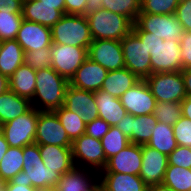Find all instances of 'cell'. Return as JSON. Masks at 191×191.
I'll return each instance as SVG.
<instances>
[{
    "instance_id": "cell-44",
    "label": "cell",
    "mask_w": 191,
    "mask_h": 191,
    "mask_svg": "<svg viewBox=\"0 0 191 191\" xmlns=\"http://www.w3.org/2000/svg\"><path fill=\"white\" fill-rule=\"evenodd\" d=\"M182 68H191V32L184 31L180 38Z\"/></svg>"
},
{
    "instance_id": "cell-48",
    "label": "cell",
    "mask_w": 191,
    "mask_h": 191,
    "mask_svg": "<svg viewBox=\"0 0 191 191\" xmlns=\"http://www.w3.org/2000/svg\"><path fill=\"white\" fill-rule=\"evenodd\" d=\"M102 0H87L85 7V16L102 9Z\"/></svg>"
},
{
    "instance_id": "cell-18",
    "label": "cell",
    "mask_w": 191,
    "mask_h": 191,
    "mask_svg": "<svg viewBox=\"0 0 191 191\" xmlns=\"http://www.w3.org/2000/svg\"><path fill=\"white\" fill-rule=\"evenodd\" d=\"M142 166V145L129 143L124 149L107 160L100 172H118L139 175Z\"/></svg>"
},
{
    "instance_id": "cell-35",
    "label": "cell",
    "mask_w": 191,
    "mask_h": 191,
    "mask_svg": "<svg viewBox=\"0 0 191 191\" xmlns=\"http://www.w3.org/2000/svg\"><path fill=\"white\" fill-rule=\"evenodd\" d=\"M141 0H102L103 9L126 16L133 24L140 14Z\"/></svg>"
},
{
    "instance_id": "cell-9",
    "label": "cell",
    "mask_w": 191,
    "mask_h": 191,
    "mask_svg": "<svg viewBox=\"0 0 191 191\" xmlns=\"http://www.w3.org/2000/svg\"><path fill=\"white\" fill-rule=\"evenodd\" d=\"M71 150L75 167L90 166L93 168L92 171L99 173V170L102 171L106 166V156L101 140L83 134L72 141Z\"/></svg>"
},
{
    "instance_id": "cell-20",
    "label": "cell",
    "mask_w": 191,
    "mask_h": 191,
    "mask_svg": "<svg viewBox=\"0 0 191 191\" xmlns=\"http://www.w3.org/2000/svg\"><path fill=\"white\" fill-rule=\"evenodd\" d=\"M107 73L108 71L104 67L87 58L76 70L69 85L80 90L96 92L101 90Z\"/></svg>"
},
{
    "instance_id": "cell-10",
    "label": "cell",
    "mask_w": 191,
    "mask_h": 191,
    "mask_svg": "<svg viewBox=\"0 0 191 191\" xmlns=\"http://www.w3.org/2000/svg\"><path fill=\"white\" fill-rule=\"evenodd\" d=\"M134 24L140 30L166 41H180L184 33V29L175 14H139Z\"/></svg>"
},
{
    "instance_id": "cell-55",
    "label": "cell",
    "mask_w": 191,
    "mask_h": 191,
    "mask_svg": "<svg viewBox=\"0 0 191 191\" xmlns=\"http://www.w3.org/2000/svg\"><path fill=\"white\" fill-rule=\"evenodd\" d=\"M7 181L0 177V191H6Z\"/></svg>"
},
{
    "instance_id": "cell-42",
    "label": "cell",
    "mask_w": 191,
    "mask_h": 191,
    "mask_svg": "<svg viewBox=\"0 0 191 191\" xmlns=\"http://www.w3.org/2000/svg\"><path fill=\"white\" fill-rule=\"evenodd\" d=\"M175 15L184 31L191 32V0H180Z\"/></svg>"
},
{
    "instance_id": "cell-22",
    "label": "cell",
    "mask_w": 191,
    "mask_h": 191,
    "mask_svg": "<svg viewBox=\"0 0 191 191\" xmlns=\"http://www.w3.org/2000/svg\"><path fill=\"white\" fill-rule=\"evenodd\" d=\"M65 13L57 10V5L42 4L40 0H23L22 17L24 20L39 23L51 28Z\"/></svg>"
},
{
    "instance_id": "cell-26",
    "label": "cell",
    "mask_w": 191,
    "mask_h": 191,
    "mask_svg": "<svg viewBox=\"0 0 191 191\" xmlns=\"http://www.w3.org/2000/svg\"><path fill=\"white\" fill-rule=\"evenodd\" d=\"M140 79L127 68L108 71L101 90L120 98L128 89L136 85Z\"/></svg>"
},
{
    "instance_id": "cell-56",
    "label": "cell",
    "mask_w": 191,
    "mask_h": 191,
    "mask_svg": "<svg viewBox=\"0 0 191 191\" xmlns=\"http://www.w3.org/2000/svg\"><path fill=\"white\" fill-rule=\"evenodd\" d=\"M35 191H56L55 188L46 187V188H37Z\"/></svg>"
},
{
    "instance_id": "cell-30",
    "label": "cell",
    "mask_w": 191,
    "mask_h": 191,
    "mask_svg": "<svg viewBox=\"0 0 191 191\" xmlns=\"http://www.w3.org/2000/svg\"><path fill=\"white\" fill-rule=\"evenodd\" d=\"M146 145L168 156L178 146L174 137L173 127L164 122H157Z\"/></svg>"
},
{
    "instance_id": "cell-52",
    "label": "cell",
    "mask_w": 191,
    "mask_h": 191,
    "mask_svg": "<svg viewBox=\"0 0 191 191\" xmlns=\"http://www.w3.org/2000/svg\"><path fill=\"white\" fill-rule=\"evenodd\" d=\"M8 147H9V145H8L2 131L0 130V161L2 160V157L7 152Z\"/></svg>"
},
{
    "instance_id": "cell-2",
    "label": "cell",
    "mask_w": 191,
    "mask_h": 191,
    "mask_svg": "<svg viewBox=\"0 0 191 191\" xmlns=\"http://www.w3.org/2000/svg\"><path fill=\"white\" fill-rule=\"evenodd\" d=\"M68 85L69 81L52 67L36 70V86L31 106L38 111H54L60 108L64 105Z\"/></svg>"
},
{
    "instance_id": "cell-46",
    "label": "cell",
    "mask_w": 191,
    "mask_h": 191,
    "mask_svg": "<svg viewBox=\"0 0 191 191\" xmlns=\"http://www.w3.org/2000/svg\"><path fill=\"white\" fill-rule=\"evenodd\" d=\"M23 0H0V12L22 14Z\"/></svg>"
},
{
    "instance_id": "cell-57",
    "label": "cell",
    "mask_w": 191,
    "mask_h": 191,
    "mask_svg": "<svg viewBox=\"0 0 191 191\" xmlns=\"http://www.w3.org/2000/svg\"><path fill=\"white\" fill-rule=\"evenodd\" d=\"M2 44H3V41L0 40V50H1Z\"/></svg>"
},
{
    "instance_id": "cell-51",
    "label": "cell",
    "mask_w": 191,
    "mask_h": 191,
    "mask_svg": "<svg viewBox=\"0 0 191 191\" xmlns=\"http://www.w3.org/2000/svg\"><path fill=\"white\" fill-rule=\"evenodd\" d=\"M42 4L57 5V10L65 13V0H40Z\"/></svg>"
},
{
    "instance_id": "cell-4",
    "label": "cell",
    "mask_w": 191,
    "mask_h": 191,
    "mask_svg": "<svg viewBox=\"0 0 191 191\" xmlns=\"http://www.w3.org/2000/svg\"><path fill=\"white\" fill-rule=\"evenodd\" d=\"M60 174L46 167L42 161L39 145L32 143L23 147V168L19 177L34 188L57 186Z\"/></svg>"
},
{
    "instance_id": "cell-21",
    "label": "cell",
    "mask_w": 191,
    "mask_h": 191,
    "mask_svg": "<svg viewBox=\"0 0 191 191\" xmlns=\"http://www.w3.org/2000/svg\"><path fill=\"white\" fill-rule=\"evenodd\" d=\"M88 168L74 167L60 176L56 191H100L99 174H91ZM90 173V174H89ZM94 175V176H93ZM98 175V177H96ZM96 178V179H95ZM95 180L97 182H95Z\"/></svg>"
},
{
    "instance_id": "cell-12",
    "label": "cell",
    "mask_w": 191,
    "mask_h": 191,
    "mask_svg": "<svg viewBox=\"0 0 191 191\" xmlns=\"http://www.w3.org/2000/svg\"><path fill=\"white\" fill-rule=\"evenodd\" d=\"M35 143L71 147L72 140L54 111H38Z\"/></svg>"
},
{
    "instance_id": "cell-27",
    "label": "cell",
    "mask_w": 191,
    "mask_h": 191,
    "mask_svg": "<svg viewBox=\"0 0 191 191\" xmlns=\"http://www.w3.org/2000/svg\"><path fill=\"white\" fill-rule=\"evenodd\" d=\"M9 90L18 96L33 100L36 86V70L23 63L8 79Z\"/></svg>"
},
{
    "instance_id": "cell-13",
    "label": "cell",
    "mask_w": 191,
    "mask_h": 191,
    "mask_svg": "<svg viewBox=\"0 0 191 191\" xmlns=\"http://www.w3.org/2000/svg\"><path fill=\"white\" fill-rule=\"evenodd\" d=\"M88 58L107 71L125 68L122 45L117 40H92L88 49Z\"/></svg>"
},
{
    "instance_id": "cell-11",
    "label": "cell",
    "mask_w": 191,
    "mask_h": 191,
    "mask_svg": "<svg viewBox=\"0 0 191 191\" xmlns=\"http://www.w3.org/2000/svg\"><path fill=\"white\" fill-rule=\"evenodd\" d=\"M52 68L68 81L75 75L76 70L88 58L86 48L52 43Z\"/></svg>"
},
{
    "instance_id": "cell-43",
    "label": "cell",
    "mask_w": 191,
    "mask_h": 191,
    "mask_svg": "<svg viewBox=\"0 0 191 191\" xmlns=\"http://www.w3.org/2000/svg\"><path fill=\"white\" fill-rule=\"evenodd\" d=\"M110 125L100 117L93 121L86 123L85 134L95 139L101 140L103 136L109 131Z\"/></svg>"
},
{
    "instance_id": "cell-25",
    "label": "cell",
    "mask_w": 191,
    "mask_h": 191,
    "mask_svg": "<svg viewBox=\"0 0 191 191\" xmlns=\"http://www.w3.org/2000/svg\"><path fill=\"white\" fill-rule=\"evenodd\" d=\"M94 98L98 108V116L105 120L110 126H116L127 114L120 99L103 90L94 92Z\"/></svg>"
},
{
    "instance_id": "cell-23",
    "label": "cell",
    "mask_w": 191,
    "mask_h": 191,
    "mask_svg": "<svg viewBox=\"0 0 191 191\" xmlns=\"http://www.w3.org/2000/svg\"><path fill=\"white\" fill-rule=\"evenodd\" d=\"M99 174L100 191H147L148 186L139 175L118 172H99Z\"/></svg>"
},
{
    "instance_id": "cell-53",
    "label": "cell",
    "mask_w": 191,
    "mask_h": 191,
    "mask_svg": "<svg viewBox=\"0 0 191 191\" xmlns=\"http://www.w3.org/2000/svg\"><path fill=\"white\" fill-rule=\"evenodd\" d=\"M9 89V80L0 72V94L5 93Z\"/></svg>"
},
{
    "instance_id": "cell-24",
    "label": "cell",
    "mask_w": 191,
    "mask_h": 191,
    "mask_svg": "<svg viewBox=\"0 0 191 191\" xmlns=\"http://www.w3.org/2000/svg\"><path fill=\"white\" fill-rule=\"evenodd\" d=\"M38 145L42 161L50 170L57 171L62 176L75 167L71 147Z\"/></svg>"
},
{
    "instance_id": "cell-36",
    "label": "cell",
    "mask_w": 191,
    "mask_h": 191,
    "mask_svg": "<svg viewBox=\"0 0 191 191\" xmlns=\"http://www.w3.org/2000/svg\"><path fill=\"white\" fill-rule=\"evenodd\" d=\"M153 115L160 123L173 126L182 116L181 103L179 102H157Z\"/></svg>"
},
{
    "instance_id": "cell-47",
    "label": "cell",
    "mask_w": 191,
    "mask_h": 191,
    "mask_svg": "<svg viewBox=\"0 0 191 191\" xmlns=\"http://www.w3.org/2000/svg\"><path fill=\"white\" fill-rule=\"evenodd\" d=\"M36 188L27 186L19 176L7 181L6 191H35Z\"/></svg>"
},
{
    "instance_id": "cell-1",
    "label": "cell",
    "mask_w": 191,
    "mask_h": 191,
    "mask_svg": "<svg viewBox=\"0 0 191 191\" xmlns=\"http://www.w3.org/2000/svg\"><path fill=\"white\" fill-rule=\"evenodd\" d=\"M132 30L139 36L151 54V74L182 71L180 41L163 40L133 24Z\"/></svg>"
},
{
    "instance_id": "cell-7",
    "label": "cell",
    "mask_w": 191,
    "mask_h": 191,
    "mask_svg": "<svg viewBox=\"0 0 191 191\" xmlns=\"http://www.w3.org/2000/svg\"><path fill=\"white\" fill-rule=\"evenodd\" d=\"M125 68L135 74L140 80L151 75V54L139 36L132 30L121 41Z\"/></svg>"
},
{
    "instance_id": "cell-38",
    "label": "cell",
    "mask_w": 191,
    "mask_h": 191,
    "mask_svg": "<svg viewBox=\"0 0 191 191\" xmlns=\"http://www.w3.org/2000/svg\"><path fill=\"white\" fill-rule=\"evenodd\" d=\"M180 0H141L140 14H175Z\"/></svg>"
},
{
    "instance_id": "cell-34",
    "label": "cell",
    "mask_w": 191,
    "mask_h": 191,
    "mask_svg": "<svg viewBox=\"0 0 191 191\" xmlns=\"http://www.w3.org/2000/svg\"><path fill=\"white\" fill-rule=\"evenodd\" d=\"M130 143L128 137L117 126H110L109 131L101 139V144L106 156L109 158L116 155Z\"/></svg>"
},
{
    "instance_id": "cell-50",
    "label": "cell",
    "mask_w": 191,
    "mask_h": 191,
    "mask_svg": "<svg viewBox=\"0 0 191 191\" xmlns=\"http://www.w3.org/2000/svg\"><path fill=\"white\" fill-rule=\"evenodd\" d=\"M181 111L183 117L191 120V97L186 96V98L181 101Z\"/></svg>"
},
{
    "instance_id": "cell-3",
    "label": "cell",
    "mask_w": 191,
    "mask_h": 191,
    "mask_svg": "<svg viewBox=\"0 0 191 191\" xmlns=\"http://www.w3.org/2000/svg\"><path fill=\"white\" fill-rule=\"evenodd\" d=\"M52 43L89 49L93 40L85 15L64 14L51 27Z\"/></svg>"
},
{
    "instance_id": "cell-16",
    "label": "cell",
    "mask_w": 191,
    "mask_h": 191,
    "mask_svg": "<svg viewBox=\"0 0 191 191\" xmlns=\"http://www.w3.org/2000/svg\"><path fill=\"white\" fill-rule=\"evenodd\" d=\"M167 166V155L146 144L142 145V166L139 176L147 186L162 184Z\"/></svg>"
},
{
    "instance_id": "cell-54",
    "label": "cell",
    "mask_w": 191,
    "mask_h": 191,
    "mask_svg": "<svg viewBox=\"0 0 191 191\" xmlns=\"http://www.w3.org/2000/svg\"><path fill=\"white\" fill-rule=\"evenodd\" d=\"M147 191H175L164 184L151 185L147 187Z\"/></svg>"
},
{
    "instance_id": "cell-29",
    "label": "cell",
    "mask_w": 191,
    "mask_h": 191,
    "mask_svg": "<svg viewBox=\"0 0 191 191\" xmlns=\"http://www.w3.org/2000/svg\"><path fill=\"white\" fill-rule=\"evenodd\" d=\"M31 107L28 99L8 89L0 94V126L26 113Z\"/></svg>"
},
{
    "instance_id": "cell-28",
    "label": "cell",
    "mask_w": 191,
    "mask_h": 191,
    "mask_svg": "<svg viewBox=\"0 0 191 191\" xmlns=\"http://www.w3.org/2000/svg\"><path fill=\"white\" fill-rule=\"evenodd\" d=\"M25 51L16 39L4 40L0 50V72L8 79L24 63Z\"/></svg>"
},
{
    "instance_id": "cell-39",
    "label": "cell",
    "mask_w": 191,
    "mask_h": 191,
    "mask_svg": "<svg viewBox=\"0 0 191 191\" xmlns=\"http://www.w3.org/2000/svg\"><path fill=\"white\" fill-rule=\"evenodd\" d=\"M24 63L34 70L52 67L51 48L25 52Z\"/></svg>"
},
{
    "instance_id": "cell-33",
    "label": "cell",
    "mask_w": 191,
    "mask_h": 191,
    "mask_svg": "<svg viewBox=\"0 0 191 191\" xmlns=\"http://www.w3.org/2000/svg\"><path fill=\"white\" fill-rule=\"evenodd\" d=\"M162 184L175 191H191V169L168 165Z\"/></svg>"
},
{
    "instance_id": "cell-45",
    "label": "cell",
    "mask_w": 191,
    "mask_h": 191,
    "mask_svg": "<svg viewBox=\"0 0 191 191\" xmlns=\"http://www.w3.org/2000/svg\"><path fill=\"white\" fill-rule=\"evenodd\" d=\"M87 0H65V14L85 15Z\"/></svg>"
},
{
    "instance_id": "cell-14",
    "label": "cell",
    "mask_w": 191,
    "mask_h": 191,
    "mask_svg": "<svg viewBox=\"0 0 191 191\" xmlns=\"http://www.w3.org/2000/svg\"><path fill=\"white\" fill-rule=\"evenodd\" d=\"M119 99L127 113L134 116L153 114L154 107L157 103L145 80H140Z\"/></svg>"
},
{
    "instance_id": "cell-6",
    "label": "cell",
    "mask_w": 191,
    "mask_h": 191,
    "mask_svg": "<svg viewBox=\"0 0 191 191\" xmlns=\"http://www.w3.org/2000/svg\"><path fill=\"white\" fill-rule=\"evenodd\" d=\"M38 110L31 107L26 113L0 126L10 147L23 148L35 143Z\"/></svg>"
},
{
    "instance_id": "cell-5",
    "label": "cell",
    "mask_w": 191,
    "mask_h": 191,
    "mask_svg": "<svg viewBox=\"0 0 191 191\" xmlns=\"http://www.w3.org/2000/svg\"><path fill=\"white\" fill-rule=\"evenodd\" d=\"M86 17L93 40L121 41L132 31L133 23L126 16L103 8Z\"/></svg>"
},
{
    "instance_id": "cell-41",
    "label": "cell",
    "mask_w": 191,
    "mask_h": 191,
    "mask_svg": "<svg viewBox=\"0 0 191 191\" xmlns=\"http://www.w3.org/2000/svg\"><path fill=\"white\" fill-rule=\"evenodd\" d=\"M168 165H175L191 169V148L178 145L168 155Z\"/></svg>"
},
{
    "instance_id": "cell-8",
    "label": "cell",
    "mask_w": 191,
    "mask_h": 191,
    "mask_svg": "<svg viewBox=\"0 0 191 191\" xmlns=\"http://www.w3.org/2000/svg\"><path fill=\"white\" fill-rule=\"evenodd\" d=\"M145 81L157 102L181 103L187 96L181 71L153 73Z\"/></svg>"
},
{
    "instance_id": "cell-37",
    "label": "cell",
    "mask_w": 191,
    "mask_h": 191,
    "mask_svg": "<svg viewBox=\"0 0 191 191\" xmlns=\"http://www.w3.org/2000/svg\"><path fill=\"white\" fill-rule=\"evenodd\" d=\"M22 21V14L0 12V40L15 39Z\"/></svg>"
},
{
    "instance_id": "cell-31",
    "label": "cell",
    "mask_w": 191,
    "mask_h": 191,
    "mask_svg": "<svg viewBox=\"0 0 191 191\" xmlns=\"http://www.w3.org/2000/svg\"><path fill=\"white\" fill-rule=\"evenodd\" d=\"M23 168V148L8 147L0 161V177L6 181L19 176Z\"/></svg>"
},
{
    "instance_id": "cell-17",
    "label": "cell",
    "mask_w": 191,
    "mask_h": 191,
    "mask_svg": "<svg viewBox=\"0 0 191 191\" xmlns=\"http://www.w3.org/2000/svg\"><path fill=\"white\" fill-rule=\"evenodd\" d=\"M15 39L25 52L51 48V28L23 19Z\"/></svg>"
},
{
    "instance_id": "cell-19",
    "label": "cell",
    "mask_w": 191,
    "mask_h": 191,
    "mask_svg": "<svg viewBox=\"0 0 191 191\" xmlns=\"http://www.w3.org/2000/svg\"><path fill=\"white\" fill-rule=\"evenodd\" d=\"M63 106L70 111L77 112L85 123L99 117L94 92L91 91L80 90L68 85Z\"/></svg>"
},
{
    "instance_id": "cell-40",
    "label": "cell",
    "mask_w": 191,
    "mask_h": 191,
    "mask_svg": "<svg viewBox=\"0 0 191 191\" xmlns=\"http://www.w3.org/2000/svg\"><path fill=\"white\" fill-rule=\"evenodd\" d=\"M172 127L177 145L191 148V120L181 116Z\"/></svg>"
},
{
    "instance_id": "cell-32",
    "label": "cell",
    "mask_w": 191,
    "mask_h": 191,
    "mask_svg": "<svg viewBox=\"0 0 191 191\" xmlns=\"http://www.w3.org/2000/svg\"><path fill=\"white\" fill-rule=\"evenodd\" d=\"M54 112L72 141L85 134L86 123L77 112L70 111L64 106Z\"/></svg>"
},
{
    "instance_id": "cell-15",
    "label": "cell",
    "mask_w": 191,
    "mask_h": 191,
    "mask_svg": "<svg viewBox=\"0 0 191 191\" xmlns=\"http://www.w3.org/2000/svg\"><path fill=\"white\" fill-rule=\"evenodd\" d=\"M157 122L153 114L134 116L127 113L116 126L128 137L130 143L144 145L150 140Z\"/></svg>"
},
{
    "instance_id": "cell-49",
    "label": "cell",
    "mask_w": 191,
    "mask_h": 191,
    "mask_svg": "<svg viewBox=\"0 0 191 191\" xmlns=\"http://www.w3.org/2000/svg\"><path fill=\"white\" fill-rule=\"evenodd\" d=\"M187 96L191 97V68L181 71Z\"/></svg>"
}]
</instances>
